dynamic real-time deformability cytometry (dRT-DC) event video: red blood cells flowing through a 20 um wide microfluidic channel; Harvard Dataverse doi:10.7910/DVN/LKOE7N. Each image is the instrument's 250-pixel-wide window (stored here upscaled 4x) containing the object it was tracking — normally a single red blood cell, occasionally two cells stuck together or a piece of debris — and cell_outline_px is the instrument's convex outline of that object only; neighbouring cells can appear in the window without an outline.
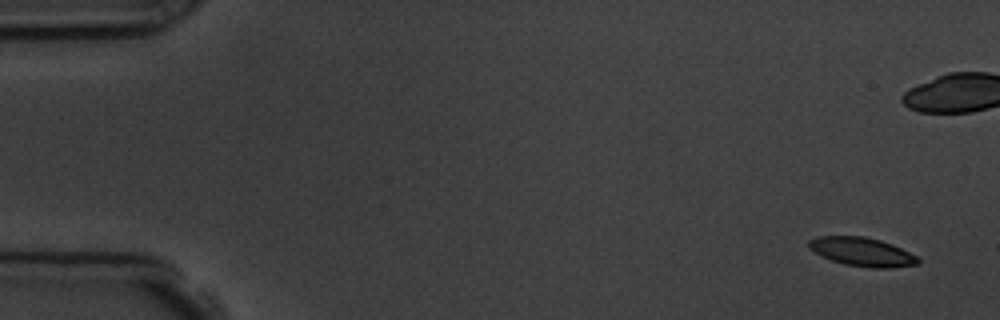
{"species": "common noctule bat (a hibernating species)", "species_latin": "Nyctalus noctula", "temperature_condition": "room temperature", "stored_images_in_passage": 6, "camera_frame_rate_fps": 3000, "um_per_image_px": 0.085, "animal": {"sex": "male", "body_mass_g": 19.5, "forearm_length_mm": 54.6}, "frame": {"image": 1, "passage_image": 1, "time_ms": 0.0, "image_size_px": [1000, 320], "cell_outline_px": [[920, 264], [888, 268], [872, 268], [844, 264], [832, 260], [808, 248], [808, 240], [816, 236], [864, 236], [880, 240], [892, 244], [916, 256], [920, 260]], "centroid_in_image_um": [73.27, 21.4], "position_along_channel_um": 11.7, "area_um2": 18.15}}